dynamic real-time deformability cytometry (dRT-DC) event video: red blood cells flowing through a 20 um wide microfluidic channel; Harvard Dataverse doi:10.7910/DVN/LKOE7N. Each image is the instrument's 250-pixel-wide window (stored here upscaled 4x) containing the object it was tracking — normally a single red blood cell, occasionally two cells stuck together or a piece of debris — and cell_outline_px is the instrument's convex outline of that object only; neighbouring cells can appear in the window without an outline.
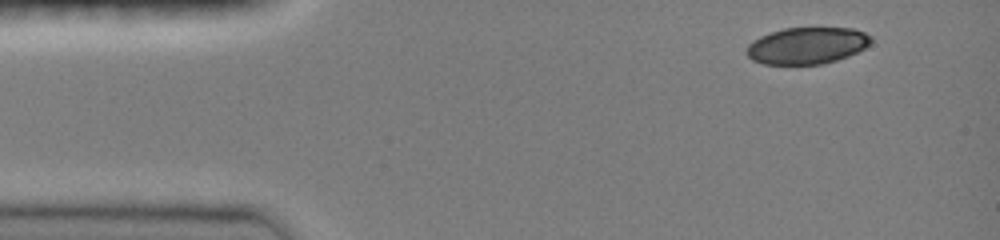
{"species": "common noctule bat (a hibernating species)", "species_latin": "Nyctalus noctula", "temperature_condition": "room temperature", "stored_images_in_passage": 41, "camera_frame_rate_fps": 3000, "um_per_image_px": 0.085, "animal": {"sex": "female", "body_mass_g": 19.0, "forearm_length_mm": 51.5}, "frame": {"image": 1, "passage_image": 1, "time_ms": 0.0, "image_size_px": [1000, 240], "cell_outline_px": [[872, 40], [864, 48], [848, 56], [836, 60], [820, 64], [764, 64], [752, 60], [748, 56], [748, 44], [752, 40], [760, 36], [784, 28], [852, 28], [864, 32], [872, 36]], "centroid_in_image_um": [68.6, 3.87], "position_along_channel_um": 16.4, "area_um2": 26.41}}
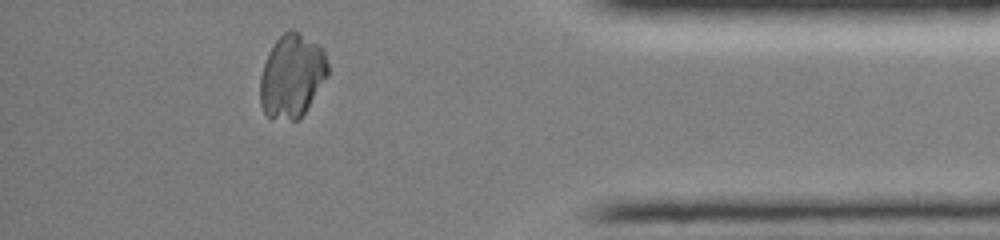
{"frame": {"image": 2, "passage_image": 38, "time_ms": 12.333, "image_size_px": [1000, 240], "cell_outline_px": [[328, 76], [304, 112], [296, 120], [272, 120], [264, 112], [260, 104], [260, 76], [268, 52], [276, 40], [288, 28], [292, 28], [300, 32], [320, 44], [324, 48], [328, 64]], "centroid_in_image_um": [24.81, 6.42], "position_along_channel_um": 410.4, "area_um2": 33.35}}